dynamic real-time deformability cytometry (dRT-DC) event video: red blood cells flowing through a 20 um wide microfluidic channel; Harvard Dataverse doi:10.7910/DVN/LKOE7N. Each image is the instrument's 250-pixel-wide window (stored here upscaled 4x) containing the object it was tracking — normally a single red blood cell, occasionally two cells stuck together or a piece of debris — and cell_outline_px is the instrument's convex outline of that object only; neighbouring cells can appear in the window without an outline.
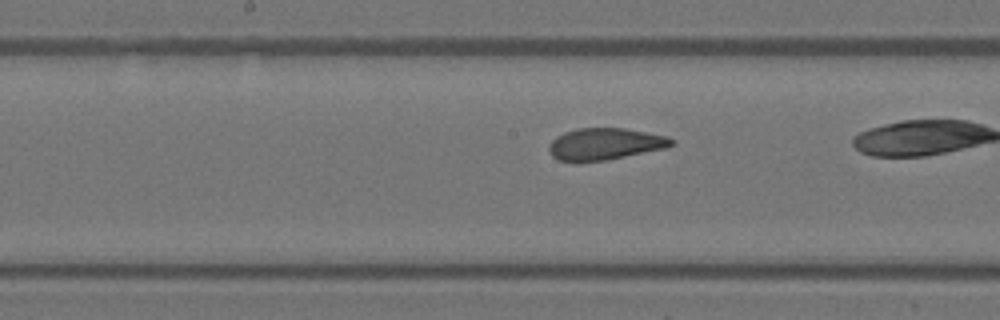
{"species": "Egyptian fruit bat (a non-hibernating species)", "species_latin": "Rousettus aegyptiacus", "temperature_condition": "warm", "stored_images_in_passage": 32, "camera_frame_rate_fps": 3000, "um_per_image_px": 0.085, "animal": {"sex": "female"}, "frame": {"image": 1, "passage_image": 19, "time_ms": 6.0, "image_size_px": [1000, 320], "cell_outline_px": [[676, 140], [668, 148], [608, 160], [576, 164], [556, 160], [548, 152], [548, 144], [556, 136], [564, 132], [576, 128], [624, 128], [664, 136]], "centroid_in_image_um": [51.34, 12.28], "position_along_channel_um": 196.9, "area_um2": 23.35}}
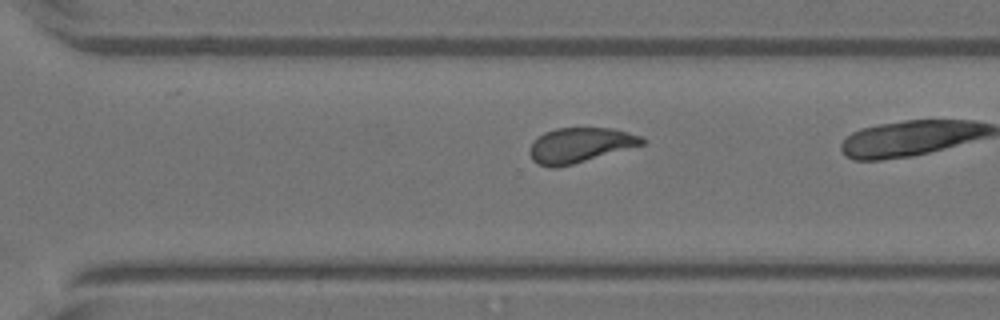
{"frame": {"image": 2, "passage_image": 28, "time_ms": 9.0, "image_size_px": [1000, 320], "cell_outline_px": [[644, 144], [572, 164], [556, 168], [548, 168], [536, 164], [532, 160], [528, 152], [528, 148], [544, 132], [556, 128], [612, 128], [628, 132], [640, 136], [644, 140]], "centroid_in_image_um": [49.24, 12.35], "position_along_channel_um": 321.4, "area_um2": 22.72}}